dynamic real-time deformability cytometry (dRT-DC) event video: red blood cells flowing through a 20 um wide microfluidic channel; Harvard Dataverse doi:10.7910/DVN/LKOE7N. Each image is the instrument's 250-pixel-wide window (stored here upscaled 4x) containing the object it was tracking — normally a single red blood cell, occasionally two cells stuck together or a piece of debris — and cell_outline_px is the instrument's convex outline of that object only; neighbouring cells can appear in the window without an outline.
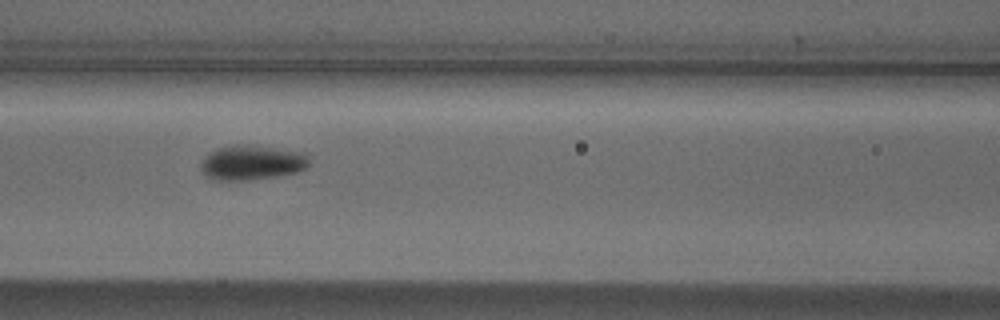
{"species": "Egyptian fruit bat (a non-hibernating species)", "species_latin": "Rousettus aegyptiacus", "temperature_condition": "cold", "stored_images_in_passage": 11, "camera_frame_rate_fps": 3000, "um_per_image_px": 0.085, "animal": {"sex": "male"}, "frame": {"image": 1, "passage_image": 7, "time_ms": 2.0, "image_size_px": [1000, 320], "cell_outline_px": [[308, 164], [304, 168], [296, 172], [276, 176], [248, 180], [212, 180], [204, 176], [200, 168], [200, 164], [204, 156], [208, 152], [220, 148], [236, 144], [308, 152]], "centroid_in_image_um": [21.35, 13.83], "position_along_channel_um": 145.2, "area_um2": 21.91}}
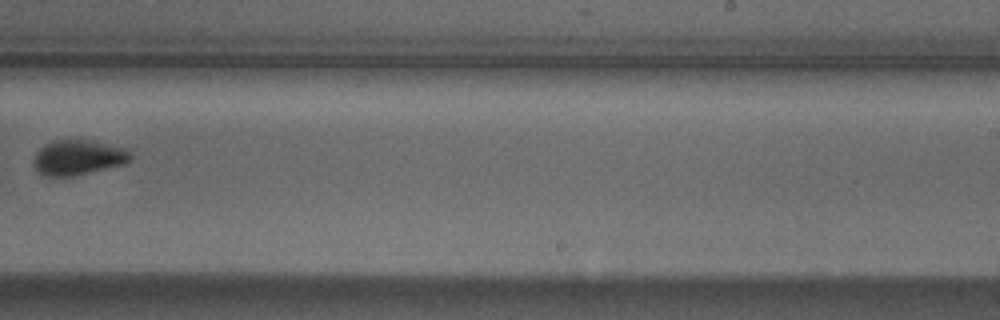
{"frame": {"image": 2, "passage_image": 10, "time_ms": 3.0, "image_size_px": [1000, 320], "cell_outline_px": [[132, 156], [124, 164], [72, 176], [44, 176], [32, 164], [32, 160], [36, 152], [44, 144], [52, 140], [80, 136], [128, 148], [132, 152]], "centroid_in_image_um": [6.65, 13.31], "position_along_channel_um": 282.4, "area_um2": 20.69}}
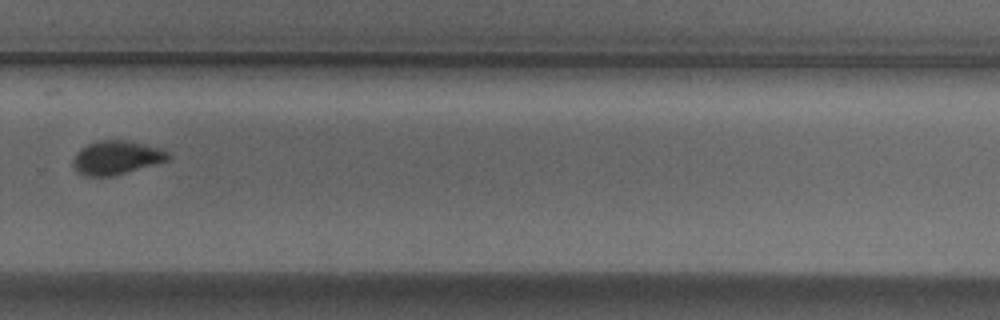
{"frame": {"image": 3, "passage_image": 11, "time_ms": 3.333, "image_size_px": [1000, 320], "cell_outline_px": [[172, 156], [168, 160], [112, 176], [84, 176], [76, 172], [72, 164], [72, 160], [76, 152], [80, 148], [96, 140], [124, 140], [144, 144], [160, 148], [168, 152]], "centroid_in_image_um": [9.85, 13.39], "position_along_channel_um": 320.0, "area_um2": 18.73}}